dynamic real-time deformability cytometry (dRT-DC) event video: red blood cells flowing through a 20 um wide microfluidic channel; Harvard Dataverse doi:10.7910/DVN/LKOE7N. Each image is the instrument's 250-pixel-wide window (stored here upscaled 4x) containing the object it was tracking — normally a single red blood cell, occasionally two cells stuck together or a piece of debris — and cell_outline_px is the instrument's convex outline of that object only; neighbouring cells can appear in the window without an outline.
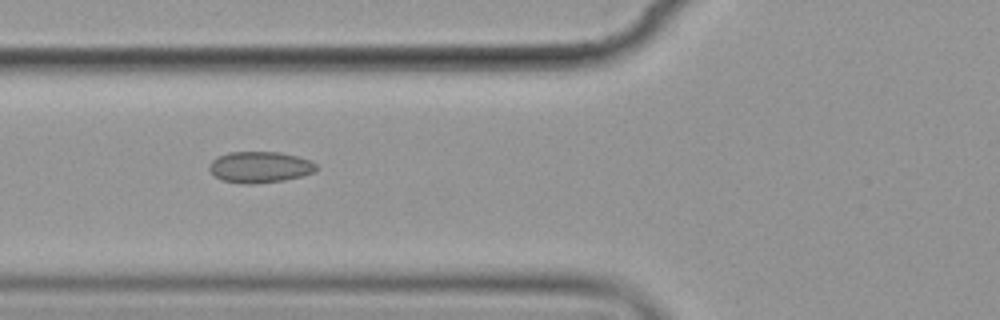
{"species": "common noctule bat (a hibernating species)", "species_latin": "Nyctalus noctula", "temperature_condition": "cold", "stored_images_in_passage": 7, "camera_frame_rate_fps": 3000, "um_per_image_px": 0.085, "animal": {"sex": "female", "body_mass_g": 19.9}, "frame": {"image": 1, "passage_image": 7, "time_ms": 6.667, "image_size_px": [1000, 320], "cell_outline_px": [[316, 172], [284, 180], [252, 184], [240, 184], [220, 180], [208, 168], [208, 164], [212, 160], [228, 152], [280, 152], [312, 160], [316, 164]], "centroid_in_image_um": [22.08, 14.21], "position_along_channel_um": 103.7, "area_um2": 19.54}}